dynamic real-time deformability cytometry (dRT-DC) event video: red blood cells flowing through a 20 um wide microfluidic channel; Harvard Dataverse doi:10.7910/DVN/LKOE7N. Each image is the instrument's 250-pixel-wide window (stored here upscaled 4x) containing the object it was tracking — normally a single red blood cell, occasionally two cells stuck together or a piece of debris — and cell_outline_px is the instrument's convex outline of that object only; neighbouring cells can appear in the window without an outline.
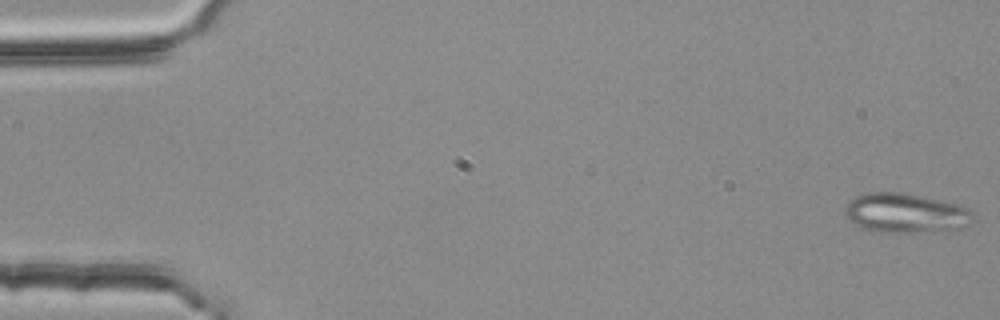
{"species": "common noctule bat (a hibernating species)", "species_latin": "Nyctalus noctula", "temperature_condition": "room temperature", "stored_images_in_passage": 54, "segment_of_instrument_passage": [1, 2], "camera_frame_rate_fps": 3000, "um_per_image_px": 0.085, "animal": {"sex": "female", "body_mass_g": 25.1}, "frame": {"image": 1, "passage_image": 1, "time_ms": 0.0, "image_size_px": [1000, 320], "cell_outline_px": [[972, 224], [956, 228], [916, 232], [872, 232], [848, 220], [844, 216], [844, 212], [848, 204], [856, 196], [868, 192], [904, 192], [960, 204], [968, 208], [972, 212]], "centroid_in_image_um": [76.96, 18.1], "position_along_channel_um": 8.0, "area_um2": 29.42}}